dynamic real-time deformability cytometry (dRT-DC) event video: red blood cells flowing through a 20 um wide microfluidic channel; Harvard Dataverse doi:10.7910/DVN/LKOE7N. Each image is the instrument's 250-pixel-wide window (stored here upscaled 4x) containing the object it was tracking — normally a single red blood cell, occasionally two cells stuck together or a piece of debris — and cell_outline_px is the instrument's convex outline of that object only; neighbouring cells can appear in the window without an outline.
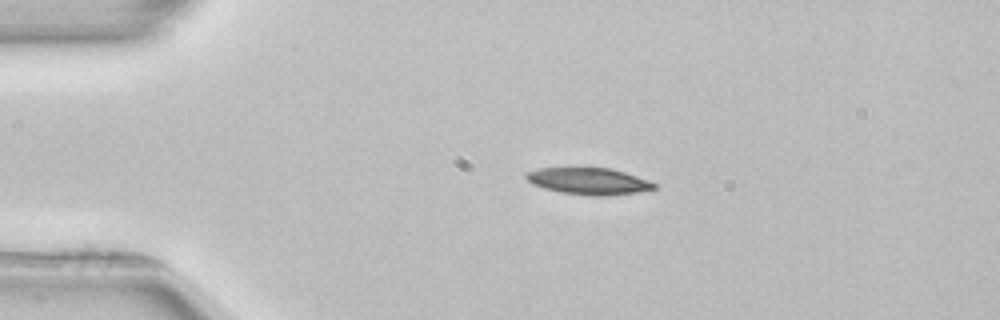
{"species": "common noctule bat (a hibernating species)", "species_latin": "Nyctalus noctula", "temperature_condition": "room temperature", "stored_images_in_passage": 4, "camera_frame_rate_fps": 3000, "um_per_image_px": 0.085, "animal": {"sex": "female", "body_mass_g": 22.7, "forearm_length_mm": 54.2}, "frame": {"image": 1, "passage_image": 2, "time_ms": 1.333, "image_size_px": [1000, 320], "cell_outline_px": [[656, 188], [636, 192], [604, 196], [592, 196], [560, 192], [544, 188], [532, 184], [524, 176], [524, 172], [540, 168], [612, 168], [648, 180], [656, 184]], "centroid_in_image_um": [50.0, 15.39], "position_along_channel_um": 35.0, "area_um2": 19.83}}